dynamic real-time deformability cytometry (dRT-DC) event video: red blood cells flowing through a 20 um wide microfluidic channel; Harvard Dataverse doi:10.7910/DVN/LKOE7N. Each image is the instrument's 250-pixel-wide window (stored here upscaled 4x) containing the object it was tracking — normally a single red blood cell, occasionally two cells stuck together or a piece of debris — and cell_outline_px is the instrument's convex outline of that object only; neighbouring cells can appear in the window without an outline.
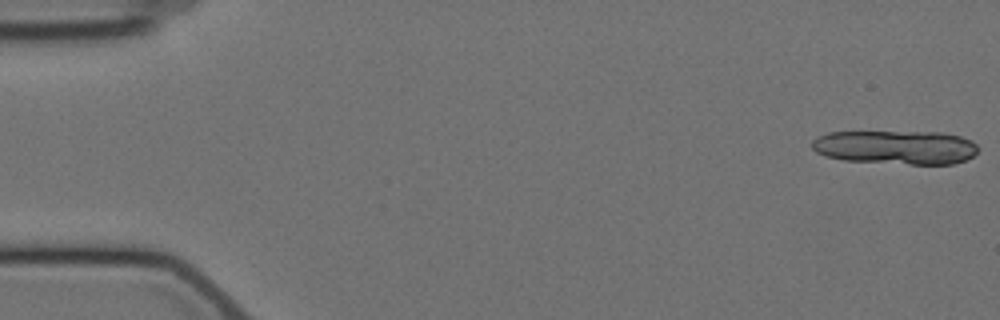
{"species": "Egyptian fruit bat (a non-hibernating species)", "species_latin": "Rousettus aegyptiacus", "temperature_condition": "cold", "stored_images_in_passage": 14, "camera_frame_rate_fps": 3000, "um_per_image_px": 0.085, "animal": {"sex": "female"}, "frame": {"image": 1, "passage_image": 1, "time_ms": 0.0, "image_size_px": [1000, 320], "cell_outline_px": [[980, 148], [972, 156], [964, 160], [952, 164], [908, 164], [844, 160], [828, 156], [816, 152], [812, 148], [812, 140], [816, 136], [828, 132], [944, 132], [960, 136], [972, 140]], "centroid_in_image_um": [76.15, 12.51], "position_along_channel_um": 8.8, "area_um2": 32.95}}